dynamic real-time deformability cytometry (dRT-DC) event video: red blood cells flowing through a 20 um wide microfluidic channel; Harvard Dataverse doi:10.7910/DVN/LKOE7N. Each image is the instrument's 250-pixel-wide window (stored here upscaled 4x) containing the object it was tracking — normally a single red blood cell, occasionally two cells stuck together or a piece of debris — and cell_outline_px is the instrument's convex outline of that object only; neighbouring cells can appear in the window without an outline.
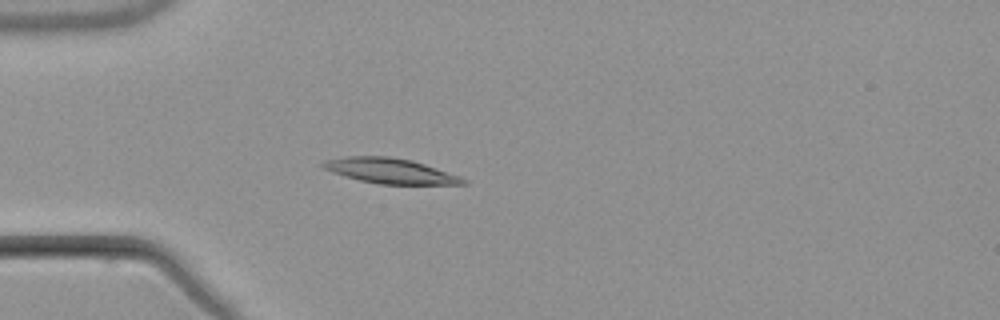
{"species": "common noctule bat (a hibernating species)", "species_latin": "Nyctalus noctula", "temperature_condition": "warm", "stored_images_in_passage": 4, "camera_frame_rate_fps": 3000, "um_per_image_px": 0.085, "animal": {"sex": "male", "body_mass_g": 21.5, "forearm_length_mm": 52.0}, "frame": {"image": 1, "passage_image": 4, "time_ms": 4.0, "image_size_px": [1000, 320], "cell_outline_px": [[468, 184], [380, 184], [360, 180], [344, 176], [332, 172], [324, 168], [320, 164], [324, 160], [348, 156], [388, 156], [412, 160], [460, 176], [468, 180]], "centroid_in_image_um": [33.17, 14.52], "position_along_channel_um": 51.8, "area_um2": 20.46}}